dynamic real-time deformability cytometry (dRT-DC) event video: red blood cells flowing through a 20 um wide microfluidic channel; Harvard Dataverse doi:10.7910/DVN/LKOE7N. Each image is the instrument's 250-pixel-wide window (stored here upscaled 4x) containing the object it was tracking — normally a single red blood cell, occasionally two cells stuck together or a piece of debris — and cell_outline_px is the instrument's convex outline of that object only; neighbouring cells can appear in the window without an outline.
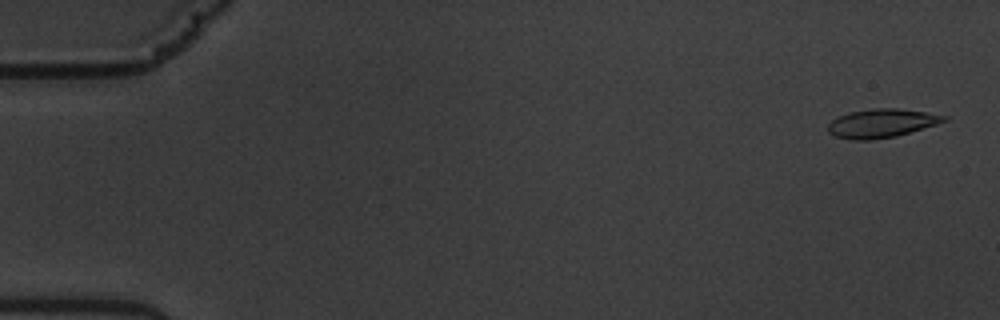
{"species": "common noctule bat (a hibernating species)", "species_latin": "Nyctalus noctula", "temperature_condition": "warm", "stored_images_in_passage": 5, "camera_frame_rate_fps": 3000, "um_per_image_px": 0.085, "animal": {"sex": "male", "body_mass_g": 19.5, "forearm_length_mm": 54.6}, "frame": {"image": 1, "passage_image": 1, "time_ms": 0.0, "image_size_px": [1000, 320], "cell_outline_px": [[948, 120], [936, 124], [896, 136], [872, 140], [852, 140], [836, 136], [828, 132], [828, 124], [832, 120], [848, 112], [872, 108], [900, 108], [948, 116]], "centroid_in_image_um": [74.92, 10.47], "position_along_channel_um": 10.1, "area_um2": 19.31}}